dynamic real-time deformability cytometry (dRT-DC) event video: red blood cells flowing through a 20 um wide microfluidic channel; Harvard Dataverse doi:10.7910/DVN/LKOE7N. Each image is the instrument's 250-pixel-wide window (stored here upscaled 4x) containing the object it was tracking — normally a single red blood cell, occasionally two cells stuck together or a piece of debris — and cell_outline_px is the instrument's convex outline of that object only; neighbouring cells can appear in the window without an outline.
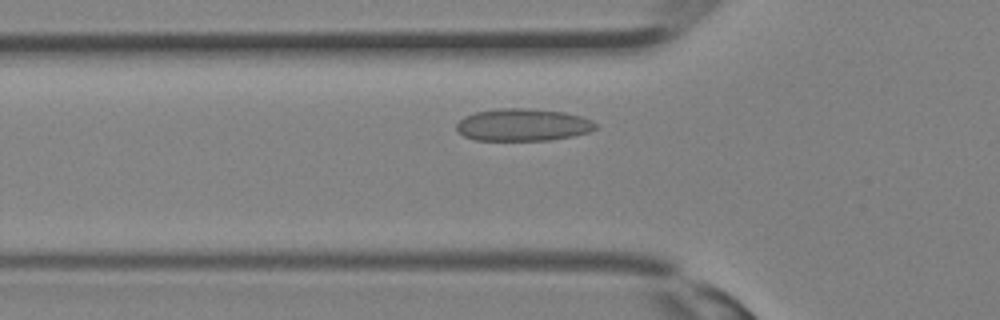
{"species": "Egyptian fruit bat (a non-hibernating species)", "species_latin": "Rousettus aegyptiacus", "temperature_condition": "room temperature", "stored_images_in_passage": 21, "camera_frame_rate_fps": 3000, "um_per_image_px": 0.085, "animal": {"sex": "female"}, "frame": {"image": 1, "passage_image": 3, "time_ms": 0.667, "image_size_px": [1000, 320], "cell_outline_px": [[596, 128], [588, 132], [572, 136], [548, 140], [476, 140], [464, 136], [456, 128], [456, 124], [464, 116], [476, 112], [500, 108], [528, 108], [564, 112], [580, 116], [592, 120], [596, 124]], "centroid_in_image_um": [44.43, 10.61], "position_along_channel_um": 81.4, "area_um2": 26.07}}
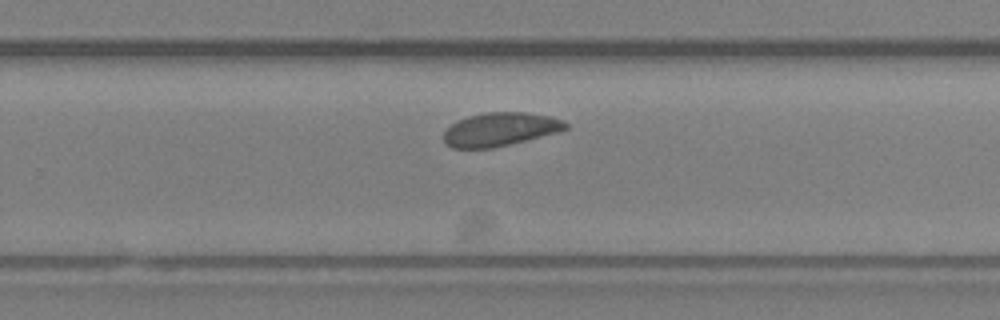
{"frame": {"image": 2, "passage_image": 13, "time_ms": 4.0, "image_size_px": [1000, 320], "cell_outline_px": [[568, 128], [560, 132], [492, 148], [452, 148], [444, 144], [444, 132], [456, 120], [468, 116], [484, 112], [528, 112], [548, 116], [564, 120], [568, 124]], "centroid_in_image_um": [42.51, 10.99], "position_along_channel_um": 287.3, "area_um2": 23.93}}
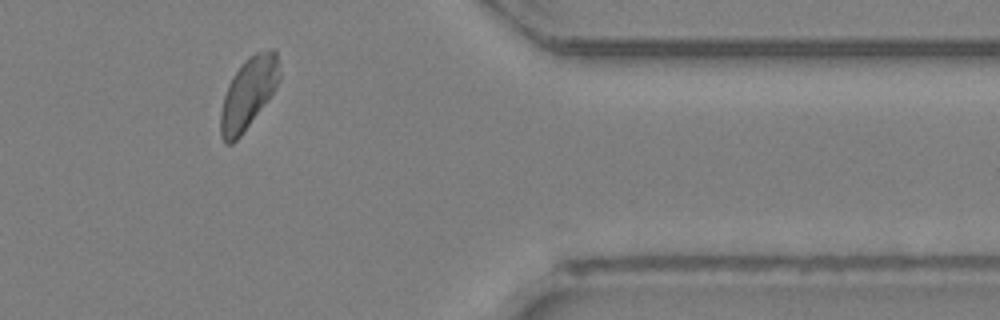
{"frame": {"image": 3, "passage_image": 19, "time_ms": 6.0, "image_size_px": [1000, 320], "cell_outline_px": [[280, 76], [276, 88], [268, 100], [240, 136], [232, 144], [224, 144], [220, 136], [220, 112], [224, 96], [228, 84], [232, 76], [244, 60], [248, 56], [256, 52], [272, 48], [276, 52], [280, 72]], "centroid_in_image_um": [21.09, 7.92], "position_along_channel_um": 390.3, "area_um2": 24.51}}